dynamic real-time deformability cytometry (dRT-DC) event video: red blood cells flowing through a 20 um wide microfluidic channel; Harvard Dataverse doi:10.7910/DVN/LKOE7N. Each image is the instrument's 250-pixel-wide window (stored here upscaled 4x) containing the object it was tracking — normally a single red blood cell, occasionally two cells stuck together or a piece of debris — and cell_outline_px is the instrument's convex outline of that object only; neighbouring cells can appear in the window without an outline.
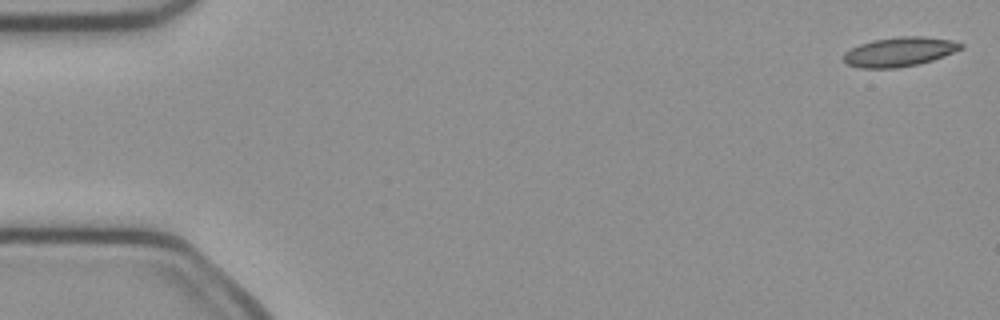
{"species": "common noctule bat (a hibernating species)", "species_latin": "Nyctalus noctula", "temperature_condition": "cold", "stored_images_in_passage": 50, "camera_frame_rate_fps": 3000, "um_per_image_px": 0.085, "animal": {"sex": "female", "body_mass_g": 21.9}, "frame": {"image": 1, "passage_image": 1, "time_ms": 0.0, "image_size_px": [1000, 320], "cell_outline_px": [[964, 48], [944, 56], [920, 64], [896, 68], [860, 68], [848, 64], [844, 60], [844, 52], [860, 44], [872, 40], [900, 36], [924, 36], [952, 40], [964, 44]], "centroid_in_image_um": [76.48, 4.4], "position_along_channel_um": 8.5, "area_um2": 20.11}}
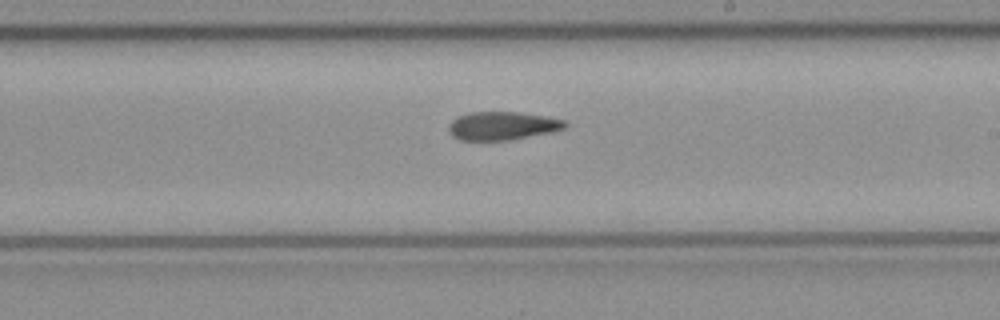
{"frame": {"image": 2, "passage_image": 29, "time_ms": 9.333, "image_size_px": [1000, 320], "cell_outline_px": [[568, 128], [552, 132], [508, 140], [460, 140], [452, 136], [448, 132], [448, 124], [456, 116], [472, 112], [520, 112], [544, 116], [564, 120], [568, 124]], "centroid_in_image_um": [42.69, 10.69], "position_along_channel_um": 246.3, "area_um2": 19.36}}
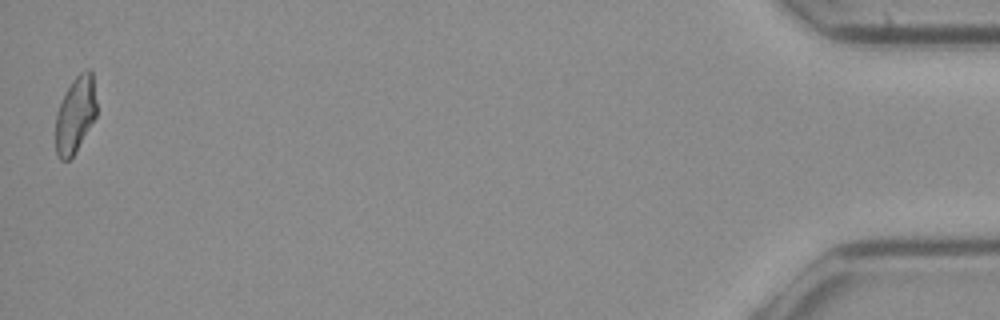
{"frame": {"image": 3, "passage_image": 50, "time_ms": 16.333, "image_size_px": [1000, 320], "cell_outline_px": [[96, 116], [76, 152], [68, 160], [60, 160], [56, 156], [56, 112], [72, 80], [80, 72], [88, 68], [92, 72], [96, 104]], "centroid_in_image_um": [6.4, 9.77], "position_along_channel_um": 428.8, "area_um2": 18.09}, "authors_computed_cell_mechanics": {"area_um2": 19.7676, "velocity_mm_per_s": 4.0245, "shape_relaxation_time_tau1_ms": null, "shape_relaxation_time_tau2_ms": 5.4241, "deformation_change_tau1": null, "deformation_change_tau2": 0.1373}}